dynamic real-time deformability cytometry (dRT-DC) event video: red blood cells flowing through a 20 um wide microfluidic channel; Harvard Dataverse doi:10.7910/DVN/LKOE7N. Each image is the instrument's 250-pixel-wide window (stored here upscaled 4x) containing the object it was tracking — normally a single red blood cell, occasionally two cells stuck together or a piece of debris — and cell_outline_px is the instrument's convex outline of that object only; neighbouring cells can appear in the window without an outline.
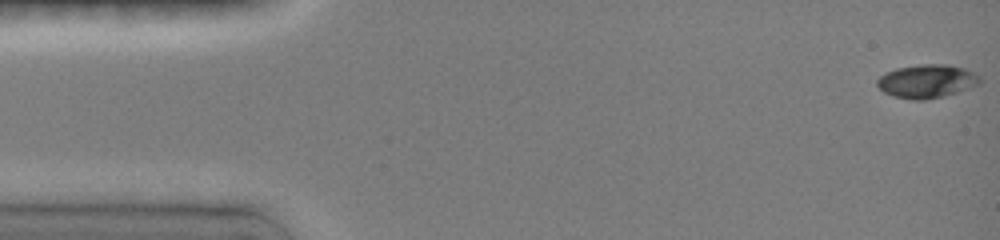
{"species": "common noctule bat (a hibernating species)", "species_latin": "Nyctalus noctula", "temperature_condition": "room temperature", "stored_images_in_passage": 51, "camera_frame_rate_fps": 3000, "um_per_image_px": 0.085, "animal": {"sex": "female", "body_mass_g": 19.0, "forearm_length_mm": 51.5}, "frame": {"image": 1, "passage_image": 1, "time_ms": 0.0, "image_size_px": [1000, 240], "cell_outline_px": [[984, 80], [980, 84], [956, 92], [924, 100], [912, 100], [892, 96], [884, 92], [876, 84], [876, 80], [884, 72], [896, 68], [920, 64], [948, 64], [964, 68], [980, 76]], "centroid_in_image_um": [78.77, 6.89], "position_along_channel_um": 6.2, "area_um2": 20.11}}
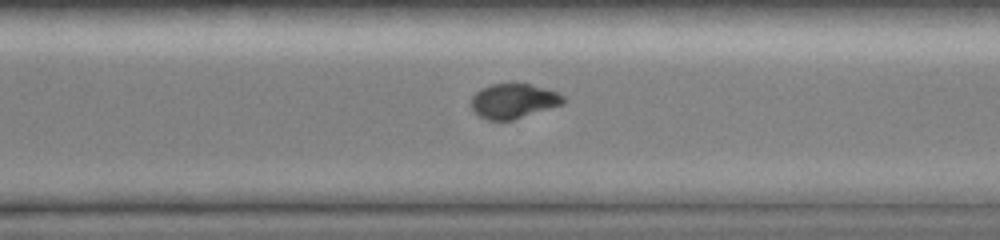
{"frame": {"image": 2, "passage_image": 33, "time_ms": 11.0, "image_size_px": [1000, 240], "cell_outline_px": [[564, 104], [512, 120], [488, 120], [480, 116], [472, 108], [472, 96], [480, 88], [492, 84], [528, 84], [556, 92], [564, 96]], "centroid_in_image_um": [43.64, 8.59], "position_along_channel_um": 327.0, "area_um2": 18.32}}
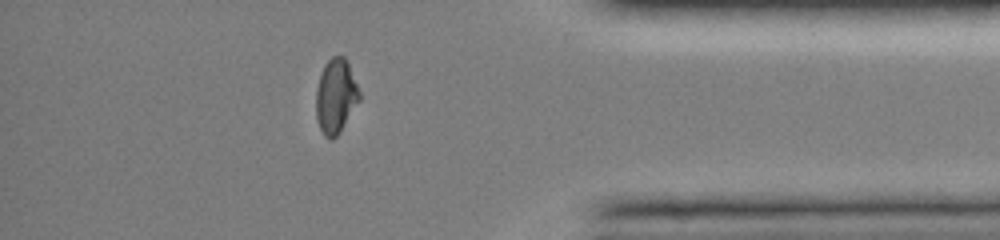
{"frame": {"image": 3, "passage_image": 42, "time_ms": 13.333, "image_size_px": [1000, 240], "cell_outline_px": [[360, 100], [340, 132], [332, 140], [328, 140], [324, 136], [316, 120], [316, 88], [324, 64], [332, 56], [344, 56], [348, 64], [360, 92]], "centroid_in_image_um": [28.53, 8.2], "position_along_channel_um": 406.7, "area_um2": 18.84}, "authors_computed_cell_mechanics": {"area_um2": 19.3052, "velocity_mm_per_s": 4.0604, "shape_relaxation_time_tau1_ms": 4.6871, "shape_relaxation_time_tau2_ms": 1.4865, "deformation_change_tau1": 0.2036, "deformation_change_tau2": 0.0389}}